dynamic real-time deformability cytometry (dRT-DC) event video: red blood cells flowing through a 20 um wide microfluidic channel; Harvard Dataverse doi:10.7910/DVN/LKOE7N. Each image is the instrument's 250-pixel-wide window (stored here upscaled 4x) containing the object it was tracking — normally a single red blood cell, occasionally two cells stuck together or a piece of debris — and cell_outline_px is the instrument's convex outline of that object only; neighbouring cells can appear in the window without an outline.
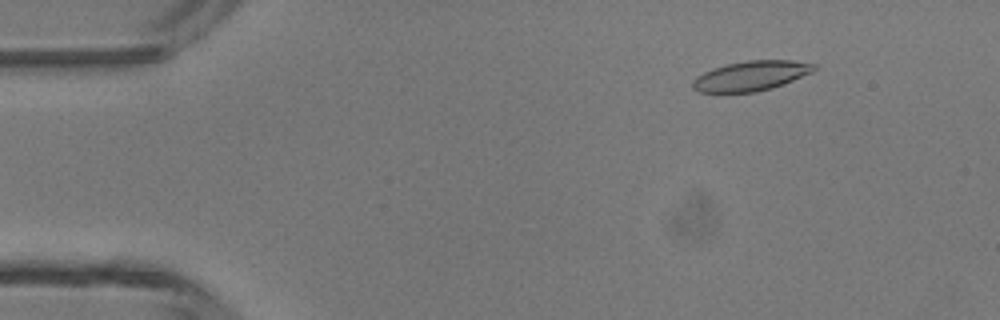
{"species": "common noctule bat (a hibernating species)", "species_latin": "Nyctalus noctula", "temperature_condition": "room temperature", "stored_images_in_passage": 47, "camera_frame_rate_fps": 3000, "um_per_image_px": 0.085, "animal": {"sex": "male", "body_mass_g": 13.3}, "frame": {"image": 1, "passage_image": 6, "time_ms": 1.667, "image_size_px": [1000, 320], "cell_outline_px": [[816, 68], [812, 72], [784, 84], [772, 88], [756, 92], [700, 92], [692, 88], [692, 80], [696, 76], [712, 68], [728, 64], [748, 60], [792, 60], [816, 64]], "centroid_in_image_um": [63.83, 6.44], "position_along_channel_um": 21.2, "area_um2": 21.1}}
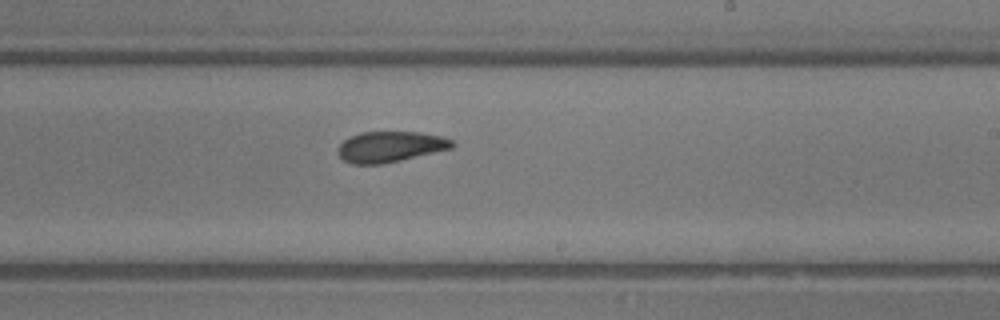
{"frame": {"image": 2, "passage_image": 28, "time_ms": 9.0, "image_size_px": [1000, 320], "cell_outline_px": [[456, 144], [452, 148], [400, 160], [380, 164], [352, 164], [344, 160], [336, 152], [336, 148], [344, 140], [360, 132], [420, 132], [440, 136], [452, 140]], "centroid_in_image_um": [33.15, 12.47], "position_along_channel_um": 255.9, "area_um2": 20.35}}
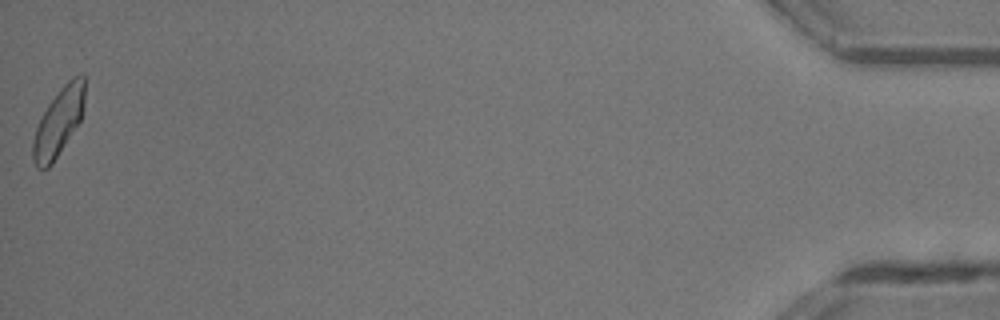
{"frame": {"image": 3, "passage_image": 47, "time_ms": 15.333, "image_size_px": [1000, 320], "cell_outline_px": [[84, 104], [80, 120], [52, 164], [48, 168], [36, 168], [32, 160], [32, 140], [36, 128], [48, 104], [60, 88], [72, 76], [80, 72], [84, 72]], "centroid_in_image_um": [4.97, 10.35], "position_along_channel_um": 430.2, "area_um2": 20.35}, "authors_computed_cell_mechanics": {"area_um2": 20.9814, "velocity_mm_per_s": 4.3803, "shape_relaxation_time_tau1_ms": 3.1153, "shape_relaxation_time_tau2_ms": 2.7566, "deformation_change_tau1": 0.1053, "deformation_change_tau2": 0.0893}}